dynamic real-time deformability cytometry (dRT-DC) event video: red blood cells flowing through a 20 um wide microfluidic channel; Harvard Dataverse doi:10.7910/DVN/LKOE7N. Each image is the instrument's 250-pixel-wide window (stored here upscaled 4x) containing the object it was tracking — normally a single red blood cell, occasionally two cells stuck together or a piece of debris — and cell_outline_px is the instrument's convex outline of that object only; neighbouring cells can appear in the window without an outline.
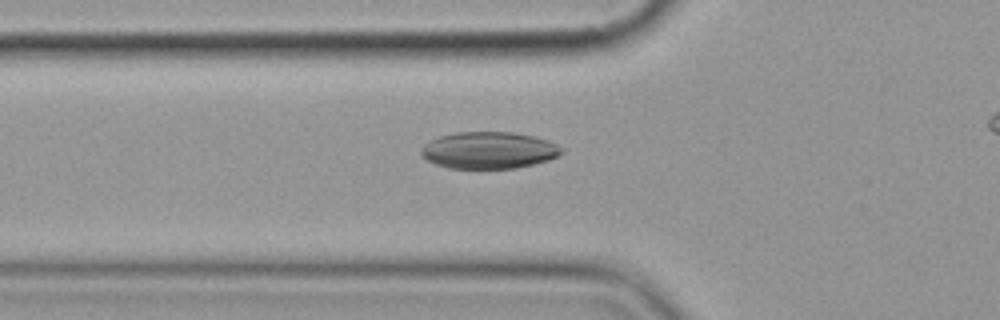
{"species": "common noctule bat (a hibernating species)", "species_latin": "Nyctalus noctula", "temperature_condition": "cold", "stored_images_in_passage": 3, "camera_frame_rate_fps": 3000, "um_per_image_px": 0.085, "animal": {"sex": "female", "body_mass_g": 19.9}, "frame": {"image": 1, "passage_image": 3, "time_ms": 3.333, "image_size_px": [1000, 320], "cell_outline_px": [[564, 152], [548, 160], [516, 168], [448, 168], [436, 164], [420, 156], [420, 152], [424, 144], [440, 136], [456, 132], [512, 132], [532, 136], [548, 140], [564, 148]], "centroid_in_image_um": [41.55, 12.77], "position_along_channel_um": 84.3, "area_um2": 30.06}}